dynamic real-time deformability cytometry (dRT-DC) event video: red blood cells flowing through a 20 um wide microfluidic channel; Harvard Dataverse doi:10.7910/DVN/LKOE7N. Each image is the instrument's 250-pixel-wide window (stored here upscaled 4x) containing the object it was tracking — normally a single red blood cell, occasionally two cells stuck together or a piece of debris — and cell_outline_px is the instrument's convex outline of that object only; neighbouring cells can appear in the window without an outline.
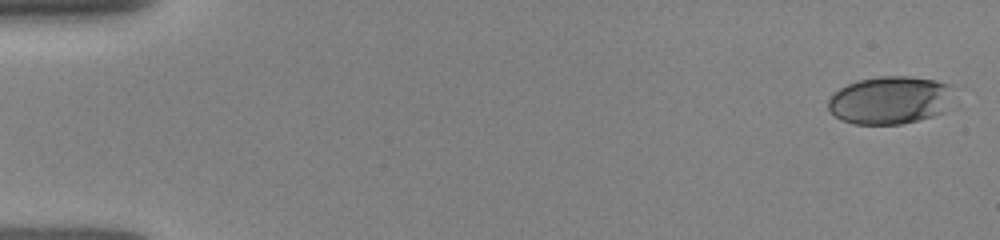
{"species": "human", "species_latin": "Homo sapiens", "temperature_condition": "room temperature", "stored_images_in_passage": 11, "camera_frame_rate_fps": 3000, "um_per_image_px": 0.085, "donor": {"sex": "female"}, "frame": {"image": 1, "passage_image": 1, "time_ms": 0.0, "image_size_px": [1000, 240], "cell_outline_px": [[948, 84], [944, 112], [932, 116], [900, 124], [852, 124], [840, 120], [828, 108], [828, 100], [840, 88], [848, 84], [860, 80], [880, 76], [908, 76], [936, 80]], "centroid_in_image_um": [75.55, 8.52], "position_along_channel_um": 9.5, "area_um2": 34.16}}
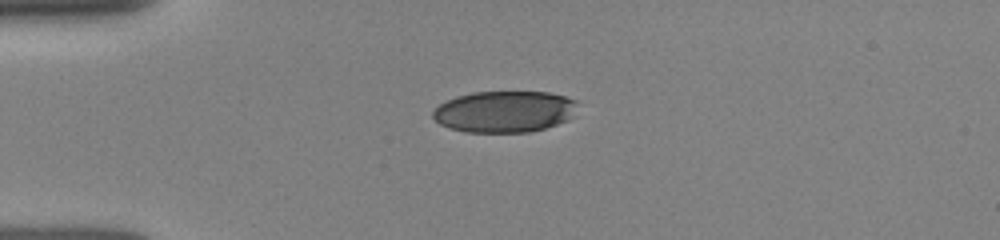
{"frame": {"image": 2, "passage_image": 8, "time_ms": 3.667, "image_size_px": [1000, 240], "cell_outline_px": [[576, 104], [572, 116], [568, 120], [544, 128], [528, 132], [468, 132], [448, 128], [440, 124], [432, 116], [432, 112], [440, 104], [456, 96], [472, 92], [548, 92], [564, 96], [576, 100]], "centroid_in_image_um": [42.86, 9.48], "position_along_channel_um": 42.1, "area_um2": 34.8}}
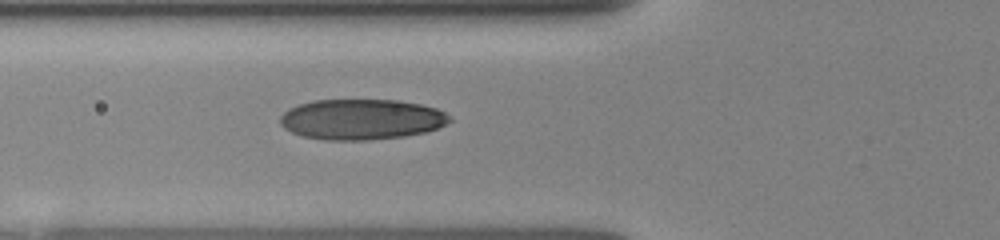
{"frame": {"image": 3, "passage_image": 11, "time_ms": 5.667, "image_size_px": [1000, 240], "cell_outline_px": [[452, 120], [428, 132], [404, 136], [368, 140], [324, 140], [304, 136], [292, 132], [284, 128], [280, 124], [280, 116], [284, 112], [300, 104], [312, 100], [400, 100], [420, 104], [436, 108], [444, 112]], "centroid_in_image_um": [30.72, 10.14], "position_along_channel_um": 95.1, "area_um2": 39.94}}